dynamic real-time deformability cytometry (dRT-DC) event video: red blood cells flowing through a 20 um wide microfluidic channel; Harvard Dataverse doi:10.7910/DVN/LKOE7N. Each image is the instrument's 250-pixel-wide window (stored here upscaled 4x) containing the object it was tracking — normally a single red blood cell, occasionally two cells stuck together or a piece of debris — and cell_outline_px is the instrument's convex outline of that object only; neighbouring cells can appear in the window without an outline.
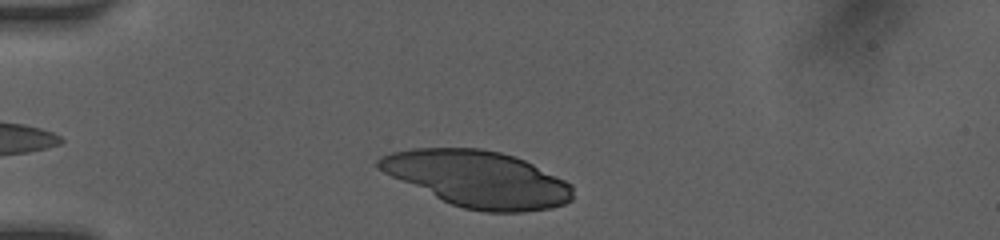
{"species": "human", "species_latin": "Homo sapiens", "temperature_condition": "room temperature", "stored_images_in_passage": 34, "camera_frame_rate_fps": 3000, "um_per_image_px": 0.085, "donor": {"sex": "female"}, "frame": {"image": 1, "passage_image": 2, "time_ms": 0.333, "image_size_px": [1000, 240], "cell_outline_px": [[572, 200], [564, 204], [552, 208], [524, 212], [484, 212], [464, 208], [452, 204], [392, 176], [376, 168], [376, 160], [380, 156], [392, 152], [412, 148], [480, 148], [500, 152], [524, 160], [572, 184]], "centroid_in_image_um": [40.62, 15.2], "position_along_channel_um": 44.4, "area_um2": 63.06}}